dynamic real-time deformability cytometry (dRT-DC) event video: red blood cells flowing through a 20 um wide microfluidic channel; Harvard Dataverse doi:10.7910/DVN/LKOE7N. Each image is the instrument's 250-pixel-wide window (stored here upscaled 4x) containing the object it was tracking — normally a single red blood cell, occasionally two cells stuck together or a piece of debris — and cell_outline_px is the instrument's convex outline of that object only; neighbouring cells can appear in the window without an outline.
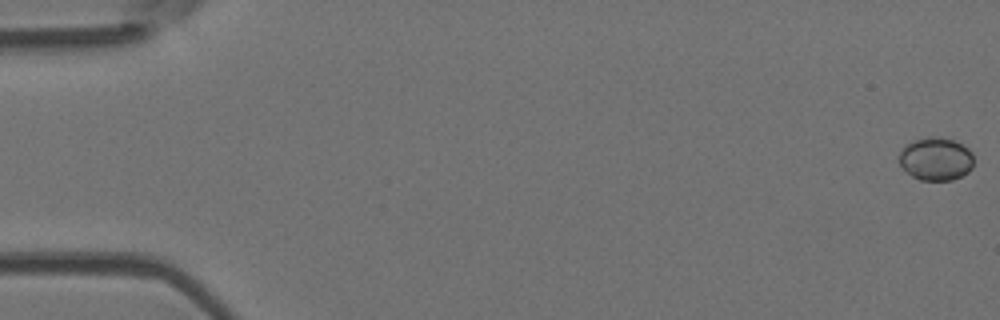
{"species": "Egyptian fruit bat (a non-hibernating species)", "species_latin": "Rousettus aegyptiacus", "temperature_condition": "room temperature", "stored_images_in_passage": 53, "camera_frame_rate_fps": 3000, "um_per_image_px": 0.085, "animal": {"sex": "female"}, "frame": {"image": 1, "passage_image": 1, "time_ms": 0.0, "image_size_px": [1000, 320], "cell_outline_px": [[972, 168], [968, 172], [952, 180], [920, 180], [912, 176], [900, 164], [900, 152], [908, 144], [916, 140], [928, 136], [936, 136], [952, 140], [968, 148], [972, 152]], "centroid_in_image_um": [79.57, 13.51], "position_along_channel_um": 5.4, "area_um2": 18.38}}
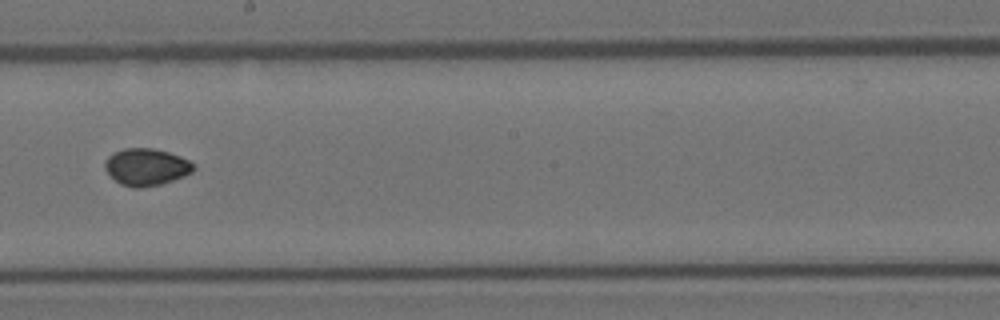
{"frame": {"image": 2, "passage_image": 30, "time_ms": 9.667, "image_size_px": [1000, 320], "cell_outline_px": [[196, 168], [192, 172], [184, 176], [160, 184], [140, 188], [132, 188], [120, 184], [104, 168], [104, 160], [108, 156], [124, 148], [152, 148], [168, 152], [180, 156], [196, 164]], "centroid_in_image_um": [12.45, 14.19], "position_along_channel_um": 235.8, "area_um2": 19.13}}
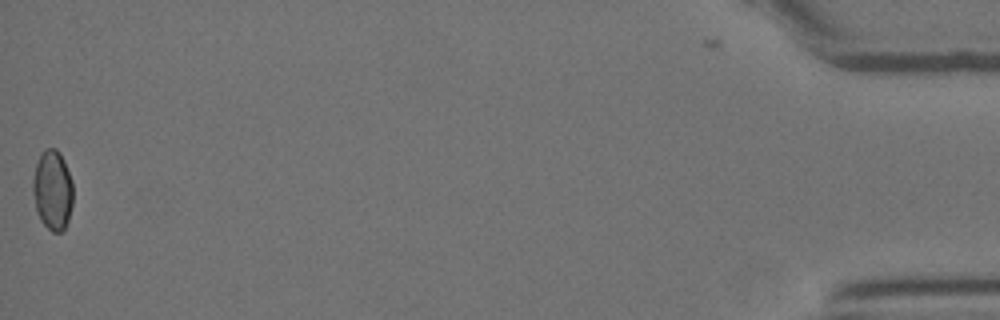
{"frame": {"image": 3, "passage_image": 52, "time_ms": 17.0, "image_size_px": [1000, 320], "cell_outline_px": [[72, 204], [68, 220], [64, 228], [60, 232], [52, 232], [40, 220], [36, 212], [32, 192], [32, 180], [36, 164], [40, 152], [44, 148], [56, 148], [60, 152], [64, 160], [72, 180]], "centroid_in_image_um": [4.44, 16.13], "position_along_channel_um": 430.8, "area_um2": 18.96}, "authors_computed_cell_mechanics": {"area_um2": 18.3804, "velocity_mm_per_s": 3.9789, "shape_relaxation_time_tau1_ms": null, "shape_relaxation_time_tau2_ms": 1.6283, "deformation_change_tau1": null, "deformation_change_tau2": 0.0312}}